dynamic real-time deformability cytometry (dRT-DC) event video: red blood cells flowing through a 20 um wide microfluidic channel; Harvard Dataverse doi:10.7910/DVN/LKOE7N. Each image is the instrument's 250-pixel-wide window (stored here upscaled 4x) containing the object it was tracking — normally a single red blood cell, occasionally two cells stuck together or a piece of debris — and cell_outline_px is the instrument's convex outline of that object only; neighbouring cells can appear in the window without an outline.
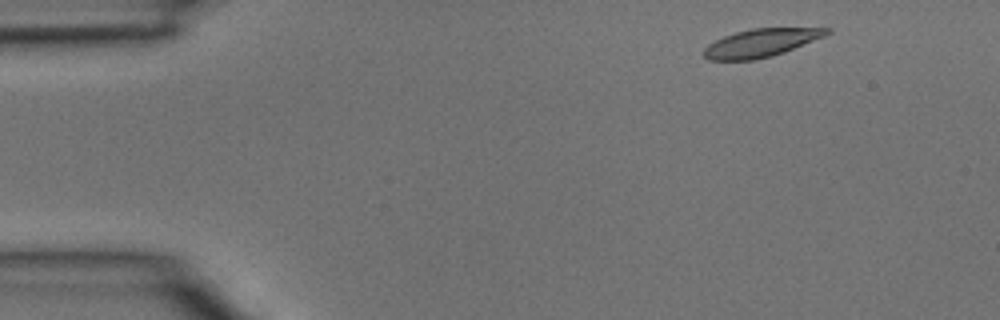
{"species": "common noctule bat (a hibernating species)", "species_latin": "Nyctalus noctula", "temperature_condition": "room temperature", "stored_images_in_passage": 3, "camera_frame_rate_fps": 3000, "um_per_image_px": 0.085, "animal": {"sex": "male", "body_mass_g": 15.6}, "frame": {"image": 1, "passage_image": 1, "time_ms": 0.0, "image_size_px": [1000, 320], "cell_outline_px": [[832, 32], [824, 36], [784, 52], [772, 56], [752, 60], [708, 60], [704, 56], [704, 48], [708, 44], [724, 36], [736, 32], [752, 28], [832, 28]], "centroid_in_image_um": [64.68, 3.64], "position_along_channel_um": 20.3, "area_um2": 19.94}}
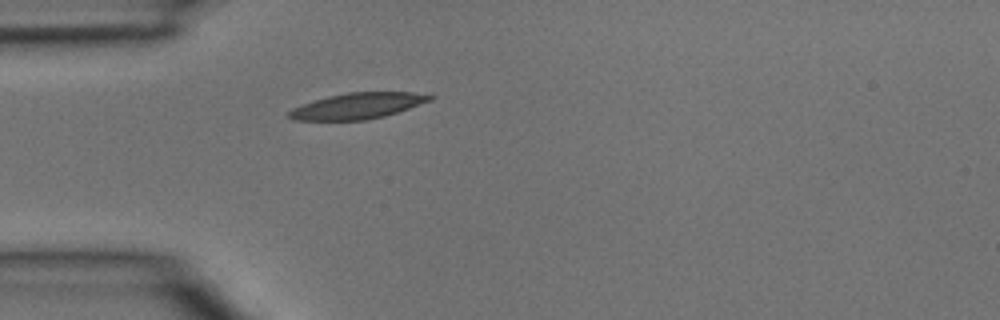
{"frame": {"image": 2, "passage_image": 3, "time_ms": 0.667, "image_size_px": [1000, 320], "cell_outline_px": [[436, 96], [432, 100], [384, 116], [364, 120], [292, 120], [284, 116], [292, 108], [328, 96], [348, 92], [412, 92]], "centroid_in_image_um": [30.36, 9.0], "position_along_channel_um": 54.6, "area_um2": 21.15}}